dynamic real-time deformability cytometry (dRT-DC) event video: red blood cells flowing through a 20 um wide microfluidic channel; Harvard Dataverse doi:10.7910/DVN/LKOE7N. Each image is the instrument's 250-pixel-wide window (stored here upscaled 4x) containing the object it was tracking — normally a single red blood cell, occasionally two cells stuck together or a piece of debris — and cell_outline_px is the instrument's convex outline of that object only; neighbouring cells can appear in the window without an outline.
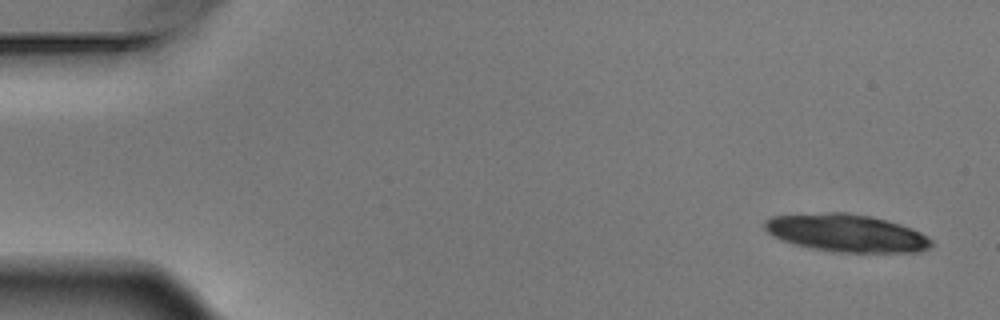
{"species": "Egyptian fruit bat (a non-hibernating species)", "species_latin": "Rousettus aegyptiacus", "temperature_condition": "warm", "stored_images_in_passage": 4, "camera_frame_rate_fps": 3000, "um_per_image_px": 0.085, "animal": {"sex": "male"}, "frame": {"image": 1, "passage_image": 1, "time_ms": 0.0, "image_size_px": [1000, 320], "cell_outline_px": [[932, 244], [928, 248], [920, 252], [836, 252], [808, 248], [792, 244], [780, 240], [772, 236], [764, 228], [764, 220], [772, 216], [828, 212], [848, 212], [872, 216], [888, 220], [912, 228], [928, 236], [932, 240]], "centroid_in_image_um": [71.93, 19.8], "position_along_channel_um": 13.1, "area_um2": 36.99}}